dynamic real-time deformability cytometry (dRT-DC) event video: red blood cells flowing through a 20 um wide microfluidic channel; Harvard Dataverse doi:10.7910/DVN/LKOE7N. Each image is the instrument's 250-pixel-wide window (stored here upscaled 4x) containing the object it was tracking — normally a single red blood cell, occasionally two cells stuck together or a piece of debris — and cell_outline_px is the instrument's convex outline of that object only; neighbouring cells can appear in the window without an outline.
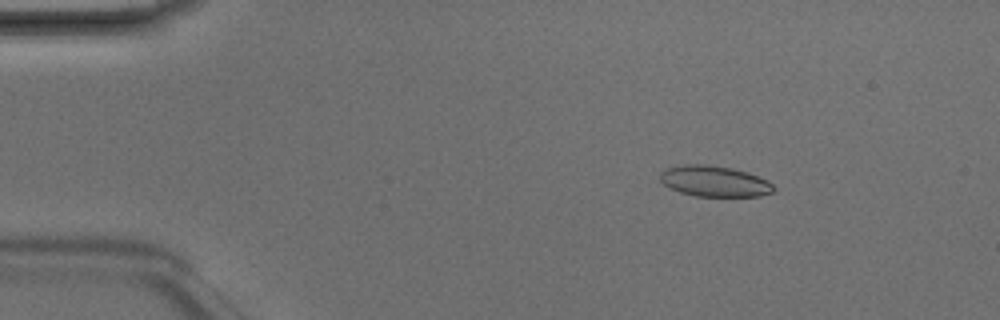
{"species": "Egyptian fruit bat (a non-hibernating species)", "species_latin": "Rousettus aegyptiacus", "temperature_condition": "room temperature", "stored_images_in_passage": 4, "camera_frame_rate_fps": 3000, "um_per_image_px": 0.085, "animal": {"sex": "male"}, "frame": {"image": 1, "passage_image": 2, "time_ms": 0.333, "image_size_px": [1000, 320], "cell_outline_px": [[776, 188], [772, 192], [760, 196], [696, 196], [680, 192], [668, 188], [660, 180], [660, 172], [664, 168], [684, 164], [708, 164], [732, 168], [748, 172], [768, 180]], "centroid_in_image_um": [60.71, 15.39], "position_along_channel_um": 24.3, "area_um2": 20.63}}
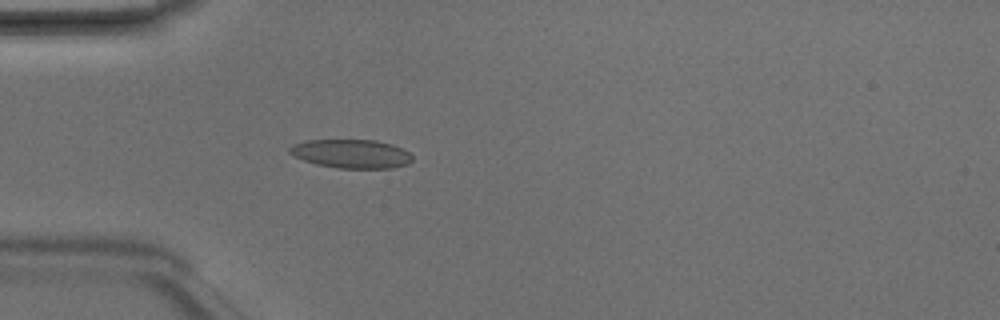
{"frame": {"image": 2, "passage_image": 4, "time_ms": 1.0, "image_size_px": [1000, 320], "cell_outline_px": [[412, 160], [408, 164], [392, 168], [340, 168], [316, 164], [304, 160], [288, 152], [288, 148], [292, 144], [304, 140], [376, 140], [392, 144], [408, 152], [412, 156]], "centroid_in_image_um": [29.85, 13.06], "position_along_channel_um": 55.2, "area_um2": 20.52}}